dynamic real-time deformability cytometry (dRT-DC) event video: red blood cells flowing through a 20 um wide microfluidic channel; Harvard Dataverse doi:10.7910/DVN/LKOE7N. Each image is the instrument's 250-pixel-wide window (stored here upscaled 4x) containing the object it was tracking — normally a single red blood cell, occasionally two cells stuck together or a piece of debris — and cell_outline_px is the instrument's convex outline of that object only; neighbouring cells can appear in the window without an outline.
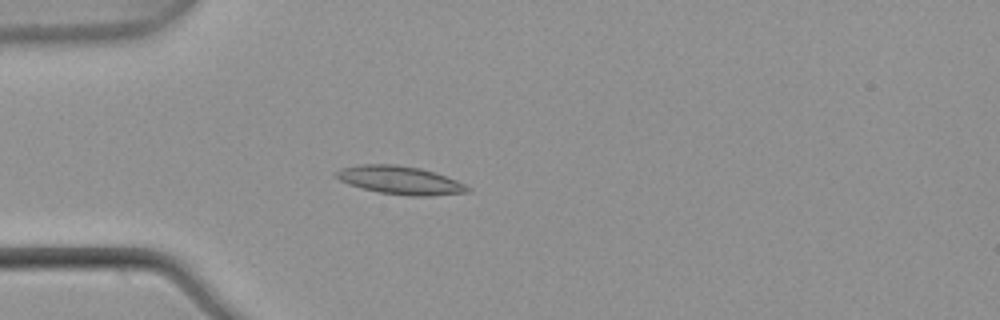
{"species": "common noctule bat (a hibernating species)", "species_latin": "Nyctalus noctula", "temperature_condition": "warm", "stored_images_in_passage": 5, "camera_frame_rate_fps": 3000, "um_per_image_px": 0.085, "animal": {"sex": "male", "body_mass_g": 21.5, "forearm_length_mm": 52.0}, "frame": {"image": 1, "passage_image": 4, "time_ms": 1.0, "image_size_px": [1000, 320], "cell_outline_px": [[472, 188], [468, 192], [432, 196], [408, 196], [380, 192], [348, 184], [340, 180], [332, 172], [340, 168], [360, 164], [396, 164], [420, 168], [456, 180]], "centroid_in_image_um": [33.98, 15.31], "position_along_channel_um": 51.0, "area_um2": 21.56}}